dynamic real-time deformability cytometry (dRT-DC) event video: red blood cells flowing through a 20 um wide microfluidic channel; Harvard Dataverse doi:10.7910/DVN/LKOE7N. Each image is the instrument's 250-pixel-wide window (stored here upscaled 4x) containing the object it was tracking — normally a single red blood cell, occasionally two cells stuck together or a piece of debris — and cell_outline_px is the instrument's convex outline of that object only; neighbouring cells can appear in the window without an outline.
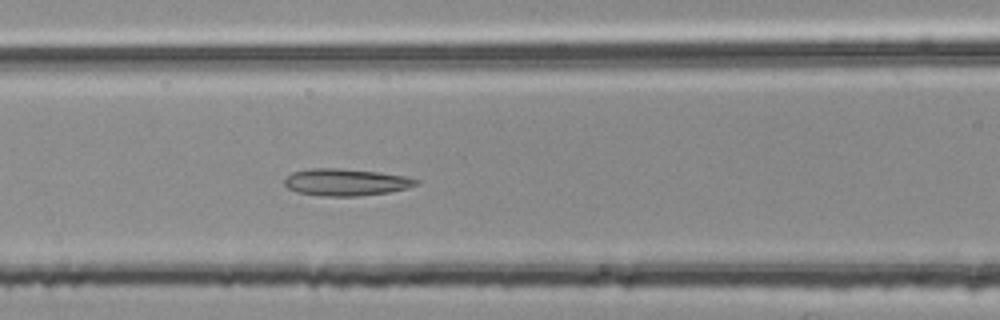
{"species": "common noctule bat (a hibernating species)", "species_latin": "Nyctalus noctula", "temperature_condition": "room temperature", "stored_images_in_passage": 52, "camera_frame_rate_fps": 3000, "um_per_image_px": 0.085, "animal": {"sex": "female", "body_mass_g": 25.1}, "frame": {"image": 1, "passage_image": 22, "time_ms": 7.0, "image_size_px": [1000, 320], "cell_outline_px": [[420, 184], [408, 188], [388, 192], [356, 196], [320, 196], [296, 192], [288, 188], [284, 184], [284, 180], [292, 172], [308, 168], [336, 168], [380, 172], [404, 176], [420, 180]], "centroid_in_image_um": [29.39, 15.48], "position_along_channel_um": 137.2, "area_um2": 20.81}}
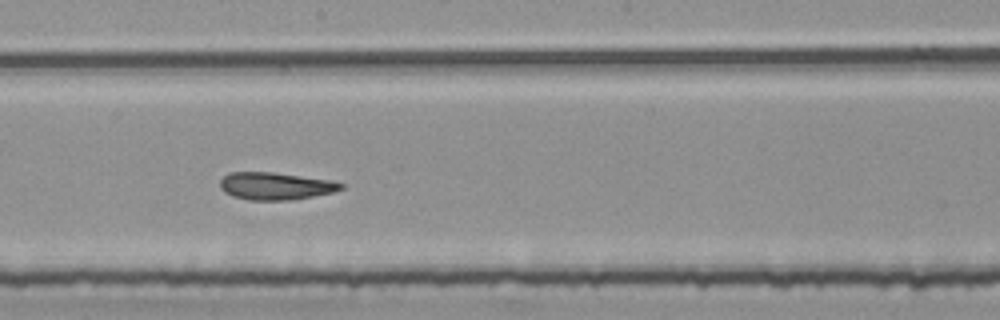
{"frame": {"image": 2, "passage_image": 29, "time_ms": 9.333, "image_size_px": [1000, 320], "cell_outline_px": [[344, 188], [332, 192], [292, 200], [248, 200], [232, 196], [224, 192], [220, 188], [220, 180], [228, 172], [272, 172], [332, 180], [344, 184]], "centroid_in_image_um": [23.39, 15.81], "position_along_channel_um": 224.8, "area_um2": 19.36}}
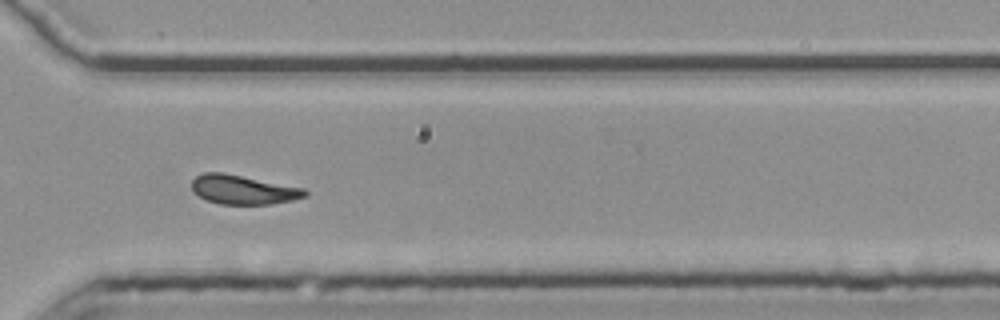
{"frame": {"image": 3, "passage_image": 39, "time_ms": 12.667, "image_size_px": [1000, 320], "cell_outline_px": [[308, 196], [292, 200], [272, 204], [220, 204], [208, 200], [192, 192], [192, 180], [196, 176], [204, 172], [224, 172], [304, 188], [308, 192]], "centroid_in_image_um": [20.67, 16.11], "position_along_channel_um": 349.9, "area_um2": 19.31}, "authors_computed_cell_mechanics": {"area_um2": 20.1144, "velocity_mm_per_s": 3.7574, "shape_relaxation_time_tau1_ms": null, "shape_relaxation_time_tau2_ms": 3.0927, "deformation_change_tau1": null, "deformation_change_tau2": 0.0935}}